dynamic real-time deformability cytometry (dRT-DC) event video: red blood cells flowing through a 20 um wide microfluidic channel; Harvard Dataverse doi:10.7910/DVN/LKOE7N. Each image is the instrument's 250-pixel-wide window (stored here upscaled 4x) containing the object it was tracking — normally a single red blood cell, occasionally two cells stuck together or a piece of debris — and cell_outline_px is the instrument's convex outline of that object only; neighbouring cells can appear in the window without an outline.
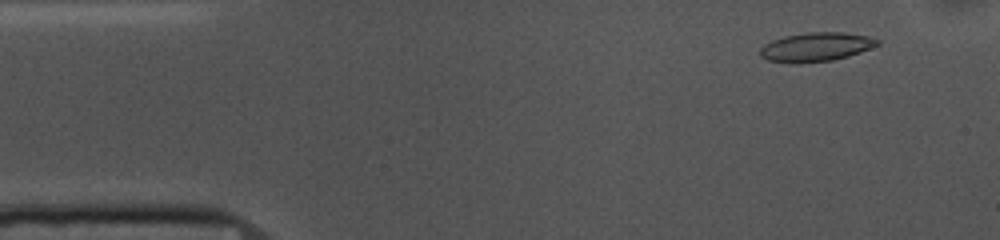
{"species": "common noctule bat (a hibernating species)", "species_latin": "Nyctalus noctula", "temperature_condition": "cold", "stored_images_in_passage": 53, "camera_frame_rate_fps": 3000, "um_per_image_px": 0.085, "animal": {"sex": "female", "body_mass_g": 10.0, "forearm_length_mm": 53.1}, "frame": {"image": 1, "passage_image": 4, "time_ms": 1.0, "image_size_px": [1000, 240], "cell_outline_px": [[880, 44], [848, 56], [832, 60], [768, 60], [760, 56], [760, 48], [764, 44], [772, 40], [784, 36], [808, 32], [844, 32], [868, 36], [880, 40]], "centroid_in_image_um": [69.41, 3.93], "position_along_channel_um": 15.6, "area_um2": 18.9}}
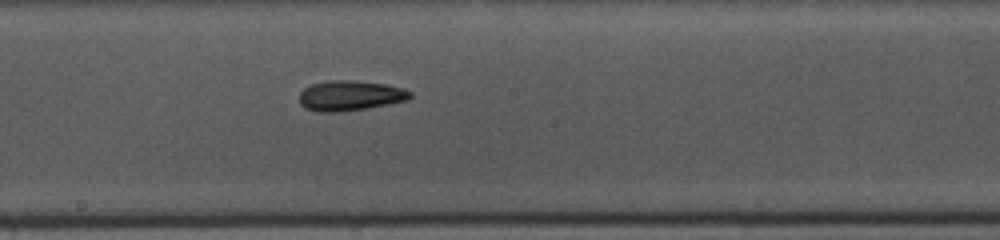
{"frame": {"image": 2, "passage_image": 27, "time_ms": 8.667, "image_size_px": [1000, 240], "cell_outline_px": [[412, 96], [408, 100], [368, 108], [340, 112], [316, 112], [304, 108], [300, 104], [300, 92], [304, 88], [312, 84], [324, 80], [352, 80], [384, 84], [404, 88], [412, 92]], "centroid_in_image_um": [29.74, 8.13], "position_along_channel_um": 218.5, "area_um2": 19.71}}
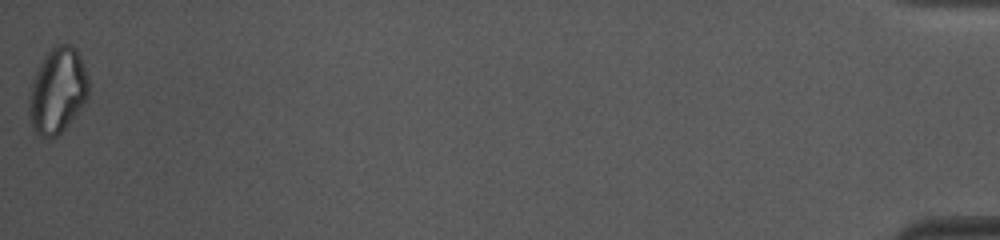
{"frame": {"image": 3, "passage_image": 53, "time_ms": 17.333, "image_size_px": [1000, 240], "cell_outline_px": [[88, 100], [68, 124], [56, 136], [40, 136], [32, 128], [28, 112], [28, 104], [32, 80], [44, 56], [56, 44], [72, 44], [76, 48], [80, 56], [88, 76]], "centroid_in_image_um": [4.9, 7.69], "position_along_channel_um": 430.3, "area_um2": 29.65}, "authors_computed_cell_mechanics": {"area_um2": 19.3052, "velocity_mm_per_s": 3.6529, "shape_relaxation_time_tau1_ms": 7.789, "shape_relaxation_time_tau2_ms": 8.1708, "deformation_change_tau1": 0.1698, "deformation_change_tau2": 0.1674}}